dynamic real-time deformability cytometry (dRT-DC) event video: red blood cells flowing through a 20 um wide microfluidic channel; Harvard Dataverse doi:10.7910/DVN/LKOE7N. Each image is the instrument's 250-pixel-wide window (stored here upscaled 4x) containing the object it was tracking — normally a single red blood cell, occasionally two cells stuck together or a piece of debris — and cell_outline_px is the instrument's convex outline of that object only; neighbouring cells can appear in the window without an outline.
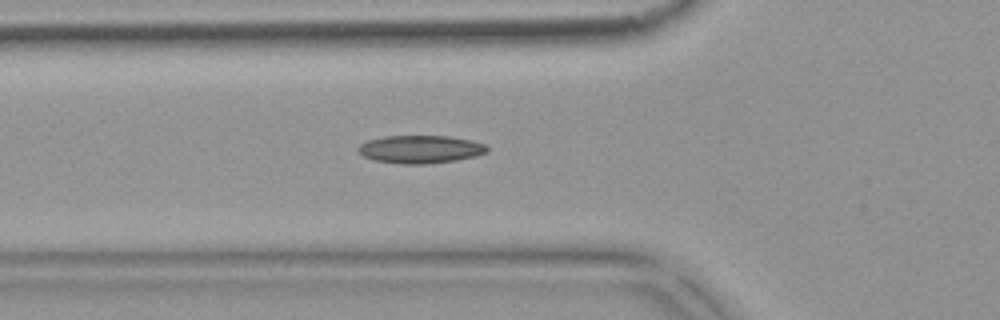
{"species": "common noctule bat (a hibernating species)", "species_latin": "Nyctalus noctula", "temperature_condition": "warm", "stored_images_in_passage": 49, "camera_frame_rate_fps": 3000, "um_per_image_px": 0.085, "animal": {"sex": "female", "body_mass_g": 18.4}, "frame": {"image": 1, "passage_image": 18, "time_ms": 5.667, "image_size_px": [1000, 320], "cell_outline_px": [[488, 152], [476, 156], [456, 160], [424, 164], [400, 164], [372, 160], [364, 156], [356, 148], [360, 144], [368, 140], [384, 136], [448, 136], [472, 140], [484, 144], [488, 148]], "centroid_in_image_um": [35.72, 12.69], "position_along_channel_um": 90.1, "area_um2": 21.04}}
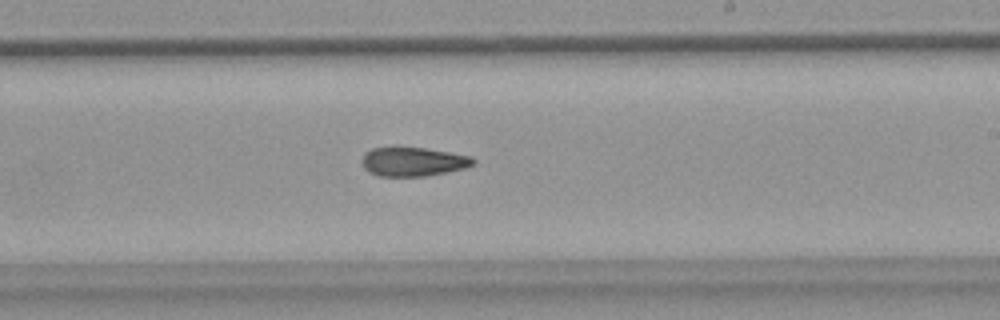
{"frame": {"image": 2, "passage_image": 31, "time_ms": 10.0, "image_size_px": [1000, 320], "cell_outline_px": [[476, 164], [464, 168], [448, 172], [424, 176], [380, 176], [368, 172], [364, 168], [364, 152], [372, 148], [392, 144], [396, 144], [424, 148], [472, 156], [476, 160]], "centroid_in_image_um": [35.1, 13.7], "position_along_channel_um": 253.9, "area_um2": 19.42}}
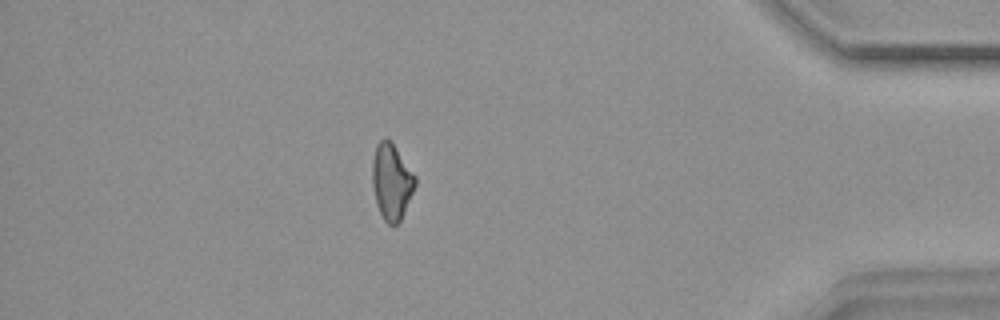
{"frame": {"image": 3, "passage_image": 46, "time_ms": 15.0, "image_size_px": [1000, 320], "cell_outline_px": [[416, 184], [400, 220], [392, 228], [384, 220], [376, 204], [372, 184], [372, 160], [376, 144], [380, 140], [388, 140], [396, 148], [416, 176]], "centroid_in_image_um": [33.26, 15.46], "position_along_channel_um": 401.9, "area_um2": 18.79}}